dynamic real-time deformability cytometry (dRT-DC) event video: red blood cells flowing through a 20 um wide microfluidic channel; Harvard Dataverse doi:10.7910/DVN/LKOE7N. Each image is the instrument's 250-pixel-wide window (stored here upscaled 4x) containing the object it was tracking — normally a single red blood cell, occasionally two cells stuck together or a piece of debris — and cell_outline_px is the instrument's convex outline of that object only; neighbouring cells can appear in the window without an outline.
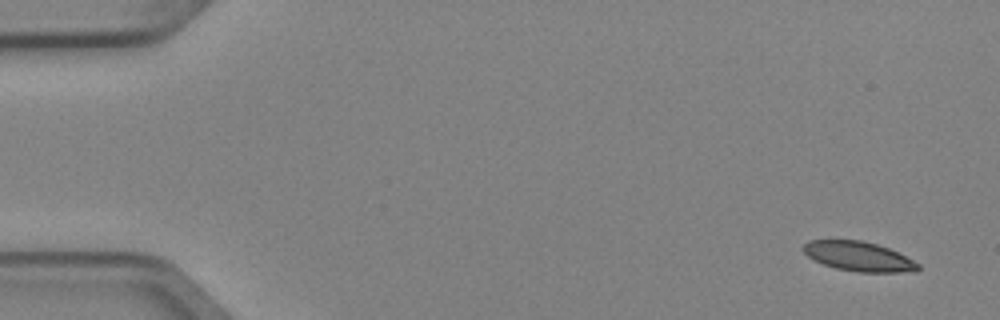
{"species": "Egyptian fruit bat (a non-hibernating species)", "species_latin": "Rousettus aegyptiacus", "temperature_condition": "cold", "stored_images_in_passage": 5, "camera_frame_rate_fps": 3000, "um_per_image_px": 0.085, "animal": {"sex": "female"}, "frame": {"image": 1, "passage_image": 1, "time_ms": 0.0, "image_size_px": [1000, 320], "cell_outline_px": [[920, 268], [916, 272], [860, 272], [836, 268], [824, 264], [808, 256], [804, 252], [804, 244], [808, 240], [860, 240], [876, 244], [888, 248], [920, 264]], "centroid_in_image_um": [73.01, 21.8], "position_along_channel_um": 12.0, "area_um2": 19.48}}
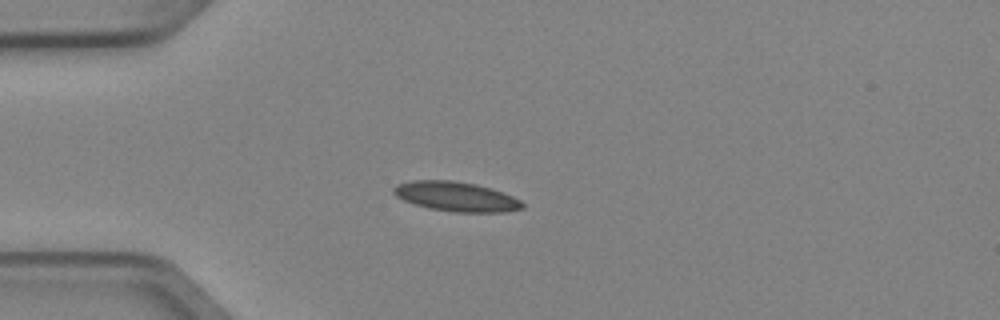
{"frame": {"image": 2, "passage_image": 4, "time_ms": 1.0, "image_size_px": [1000, 320], "cell_outline_px": [[524, 208], [504, 212], [456, 212], [432, 208], [416, 204], [404, 200], [396, 196], [392, 192], [392, 188], [396, 184], [412, 180], [452, 180], [476, 184], [512, 196], [520, 200], [524, 204]], "centroid_in_image_um": [38.75, 16.7], "position_along_channel_um": 46.3, "area_um2": 21.96}}